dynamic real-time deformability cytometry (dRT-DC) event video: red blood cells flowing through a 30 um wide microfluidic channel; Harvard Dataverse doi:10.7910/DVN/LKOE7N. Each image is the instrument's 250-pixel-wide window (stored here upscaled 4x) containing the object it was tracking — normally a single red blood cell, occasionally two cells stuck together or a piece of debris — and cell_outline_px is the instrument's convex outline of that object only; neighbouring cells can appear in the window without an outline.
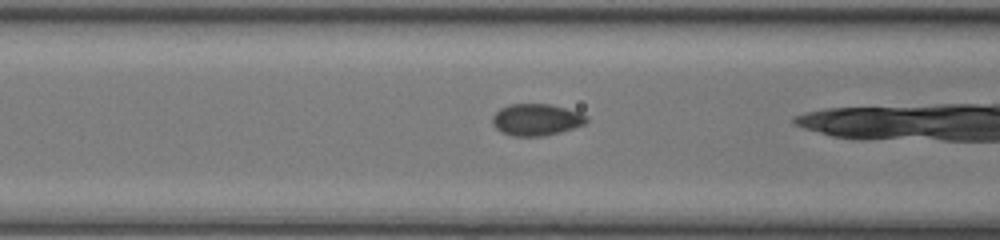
{"species": "common noctule bat (a hibernating species)", "species_latin": "Nyctalus noctula", "temperature_condition": "room temperature", "stored_images_in_passage": 20, "camera_frame_rate_fps": 3000, "um_per_image_px": 0.085, "animal": {"sex": "female", "body_mass_g": 17.0, "forearm_length_mm": 48.0}, "frame": {"image": 1, "passage_image": 16, "time_ms": 5.0, "image_size_px": [1000, 240], "cell_outline_px": [[588, 120], [584, 124], [560, 132], [544, 136], [512, 136], [496, 128], [492, 120], [492, 116], [500, 108], [508, 104], [552, 104], [580, 112], [588, 116]], "centroid_in_image_um": [45.6, 10.16], "position_along_channel_um": 121.0, "area_um2": 17.4}}
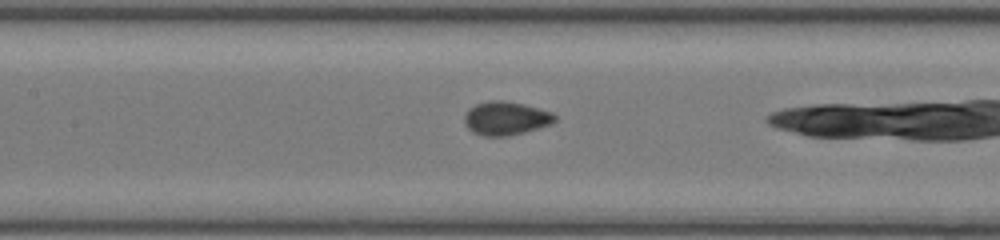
{"frame": {"image": 2, "passage_image": 19, "time_ms": 6.0, "image_size_px": [1000, 240], "cell_outline_px": [[556, 120], [552, 124], [524, 132], [508, 136], [480, 136], [472, 132], [464, 124], [464, 116], [468, 108], [476, 104], [488, 100], [504, 100], [524, 104], [552, 112], [556, 116]], "centroid_in_image_um": [42.97, 10.05], "position_along_channel_um": 164.4, "area_um2": 17.92}}